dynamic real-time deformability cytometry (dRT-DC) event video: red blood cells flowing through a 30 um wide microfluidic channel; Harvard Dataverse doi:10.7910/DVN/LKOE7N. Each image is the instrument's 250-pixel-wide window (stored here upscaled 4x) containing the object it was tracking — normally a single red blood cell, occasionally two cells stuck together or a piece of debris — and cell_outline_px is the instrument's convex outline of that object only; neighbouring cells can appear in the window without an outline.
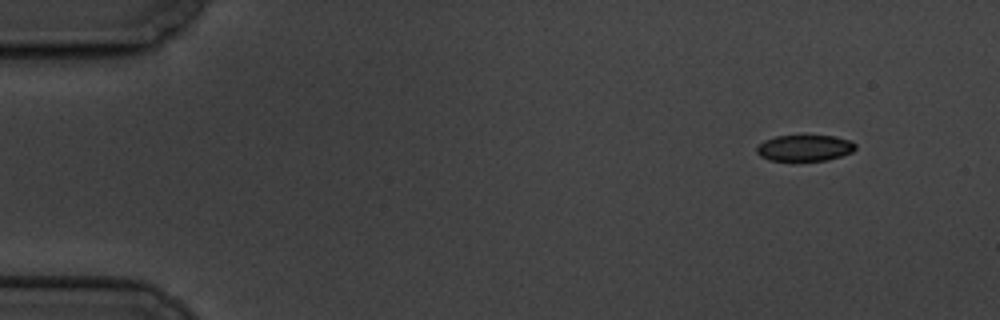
{"species": "common noctule bat (a hibernating species)", "species_latin": "Nyctalus noctula", "temperature_condition": "cold", "stored_images_in_passage": 10, "camera_frame_rate_fps": 3000, "um_per_image_px": 0.085, "animal": {"sex": "male", "body_mass_g": 19.5, "forearm_length_mm": 54.6}, "frame": {"image": 1, "passage_image": 1, "time_ms": 0.0, "image_size_px": [1000, 320], "cell_outline_px": [[856, 148], [852, 152], [828, 160], [768, 160], [760, 156], [756, 152], [756, 148], [764, 140], [776, 136], [836, 136], [848, 140], [856, 144]], "centroid_in_image_um": [68.39, 12.57], "position_along_channel_um": 16.6, "area_um2": 14.91}}
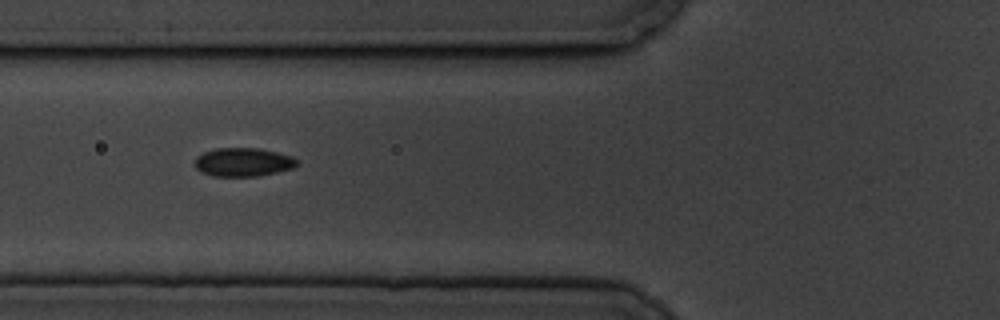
{"frame": {"image": 2, "passage_image": 6, "time_ms": 5.667, "image_size_px": [1000, 320], "cell_outline_px": [[300, 160], [292, 168], [276, 172], [256, 176], [212, 176], [200, 172], [196, 168], [196, 156], [204, 152], [216, 148], [260, 148], [292, 156]], "centroid_in_image_um": [20.66, 13.77], "position_along_channel_um": 105.1, "area_um2": 16.99}}
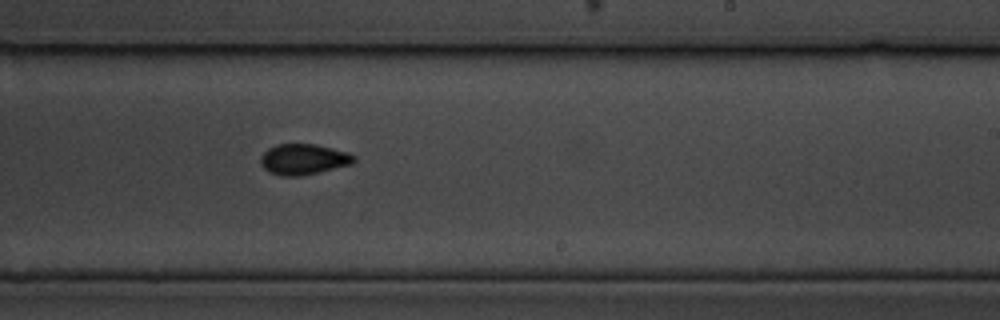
{"frame": {"image": 3, "passage_image": 10, "time_ms": 10.333, "image_size_px": [1000, 320], "cell_outline_px": [[356, 160], [352, 164], [304, 176], [280, 176], [268, 172], [260, 164], [260, 156], [268, 148], [276, 144], [316, 144], [348, 152], [356, 156]], "centroid_in_image_um": [25.79, 13.55], "position_along_channel_um": 263.2, "area_um2": 16.99}}